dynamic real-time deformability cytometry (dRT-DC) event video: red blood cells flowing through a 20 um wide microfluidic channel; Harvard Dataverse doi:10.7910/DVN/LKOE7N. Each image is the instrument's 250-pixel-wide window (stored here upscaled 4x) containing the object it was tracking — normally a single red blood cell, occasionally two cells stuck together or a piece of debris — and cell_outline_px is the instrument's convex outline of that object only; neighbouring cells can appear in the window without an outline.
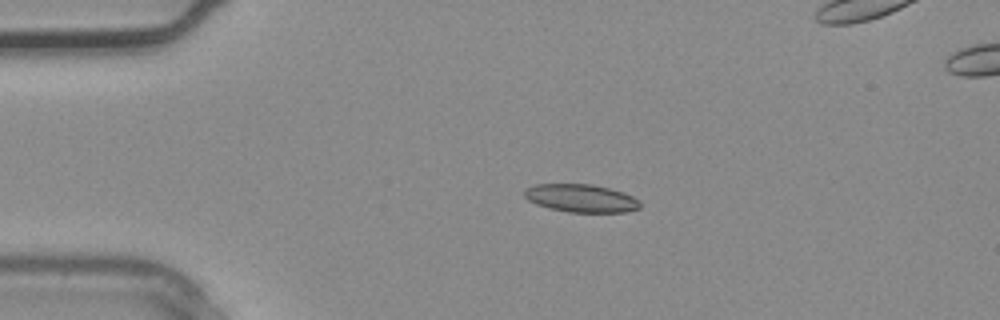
{"species": "common noctule bat (a hibernating species)", "species_latin": "Nyctalus noctula", "temperature_condition": "warm", "stored_images_in_passage": 5, "camera_frame_rate_fps": 3000, "um_per_image_px": 0.085, "animal": {"sex": "male", "body_mass_g": 20.4}, "frame": {"image": 1, "passage_image": 3, "time_ms": 0.667, "image_size_px": [1000, 320], "cell_outline_px": [[640, 208], [624, 212], [568, 212], [548, 208], [536, 204], [528, 200], [524, 196], [524, 188], [532, 184], [592, 184], [624, 192], [640, 200]], "centroid_in_image_um": [49.36, 16.84], "position_along_channel_um": 35.6, "area_um2": 19.02}}